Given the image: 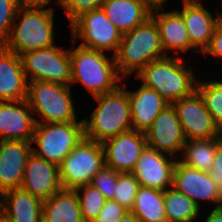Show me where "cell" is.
<instances>
[{
	"label": "cell",
	"instance_id": "8",
	"mask_svg": "<svg viewBox=\"0 0 222 222\" xmlns=\"http://www.w3.org/2000/svg\"><path fill=\"white\" fill-rule=\"evenodd\" d=\"M104 165L102 144L84 137L58 165L63 189L74 190L91 184L92 178Z\"/></svg>",
	"mask_w": 222,
	"mask_h": 222
},
{
	"label": "cell",
	"instance_id": "33",
	"mask_svg": "<svg viewBox=\"0 0 222 222\" xmlns=\"http://www.w3.org/2000/svg\"><path fill=\"white\" fill-rule=\"evenodd\" d=\"M22 0H0V43L9 36Z\"/></svg>",
	"mask_w": 222,
	"mask_h": 222
},
{
	"label": "cell",
	"instance_id": "11",
	"mask_svg": "<svg viewBox=\"0 0 222 222\" xmlns=\"http://www.w3.org/2000/svg\"><path fill=\"white\" fill-rule=\"evenodd\" d=\"M172 105L177 112L186 141L222 136V131L214 123L196 90L190 96L174 101Z\"/></svg>",
	"mask_w": 222,
	"mask_h": 222
},
{
	"label": "cell",
	"instance_id": "14",
	"mask_svg": "<svg viewBox=\"0 0 222 222\" xmlns=\"http://www.w3.org/2000/svg\"><path fill=\"white\" fill-rule=\"evenodd\" d=\"M172 187L189 197L199 208L201 201L216 203L215 208L221 205L222 195L208 172L187 166L178 159L174 166Z\"/></svg>",
	"mask_w": 222,
	"mask_h": 222
},
{
	"label": "cell",
	"instance_id": "35",
	"mask_svg": "<svg viewBox=\"0 0 222 222\" xmlns=\"http://www.w3.org/2000/svg\"><path fill=\"white\" fill-rule=\"evenodd\" d=\"M128 212L122 205L112 199L106 200L105 205L93 222H118Z\"/></svg>",
	"mask_w": 222,
	"mask_h": 222
},
{
	"label": "cell",
	"instance_id": "28",
	"mask_svg": "<svg viewBox=\"0 0 222 222\" xmlns=\"http://www.w3.org/2000/svg\"><path fill=\"white\" fill-rule=\"evenodd\" d=\"M164 203L167 222H194L201 211L189 197L173 187L164 191Z\"/></svg>",
	"mask_w": 222,
	"mask_h": 222
},
{
	"label": "cell",
	"instance_id": "7",
	"mask_svg": "<svg viewBox=\"0 0 222 222\" xmlns=\"http://www.w3.org/2000/svg\"><path fill=\"white\" fill-rule=\"evenodd\" d=\"M85 137L83 119L71 122L36 123L32 153L59 165Z\"/></svg>",
	"mask_w": 222,
	"mask_h": 222
},
{
	"label": "cell",
	"instance_id": "36",
	"mask_svg": "<svg viewBox=\"0 0 222 222\" xmlns=\"http://www.w3.org/2000/svg\"><path fill=\"white\" fill-rule=\"evenodd\" d=\"M222 195V136L217 138V149L212 169L208 172Z\"/></svg>",
	"mask_w": 222,
	"mask_h": 222
},
{
	"label": "cell",
	"instance_id": "16",
	"mask_svg": "<svg viewBox=\"0 0 222 222\" xmlns=\"http://www.w3.org/2000/svg\"><path fill=\"white\" fill-rule=\"evenodd\" d=\"M170 157V158H169ZM146 147L133 170L140 186L165 191L173 186L177 158Z\"/></svg>",
	"mask_w": 222,
	"mask_h": 222
},
{
	"label": "cell",
	"instance_id": "5",
	"mask_svg": "<svg viewBox=\"0 0 222 222\" xmlns=\"http://www.w3.org/2000/svg\"><path fill=\"white\" fill-rule=\"evenodd\" d=\"M167 56L164 52L158 26L152 17L122 34L118 50L114 55L118 74L137 75L147 64Z\"/></svg>",
	"mask_w": 222,
	"mask_h": 222
},
{
	"label": "cell",
	"instance_id": "31",
	"mask_svg": "<svg viewBox=\"0 0 222 222\" xmlns=\"http://www.w3.org/2000/svg\"><path fill=\"white\" fill-rule=\"evenodd\" d=\"M139 187L140 184L132 172L118 173V183L112 200L131 211Z\"/></svg>",
	"mask_w": 222,
	"mask_h": 222
},
{
	"label": "cell",
	"instance_id": "4",
	"mask_svg": "<svg viewBox=\"0 0 222 222\" xmlns=\"http://www.w3.org/2000/svg\"><path fill=\"white\" fill-rule=\"evenodd\" d=\"M183 57L167 55L147 64L136 76L144 86L154 89L169 104L190 96L196 90L198 77L184 64ZM185 65V66H184Z\"/></svg>",
	"mask_w": 222,
	"mask_h": 222
},
{
	"label": "cell",
	"instance_id": "2",
	"mask_svg": "<svg viewBox=\"0 0 222 222\" xmlns=\"http://www.w3.org/2000/svg\"><path fill=\"white\" fill-rule=\"evenodd\" d=\"M121 86L111 92L94 96L97 106L92 110L90 119L83 118L85 138L102 143L132 130L128 90Z\"/></svg>",
	"mask_w": 222,
	"mask_h": 222
},
{
	"label": "cell",
	"instance_id": "1",
	"mask_svg": "<svg viewBox=\"0 0 222 222\" xmlns=\"http://www.w3.org/2000/svg\"><path fill=\"white\" fill-rule=\"evenodd\" d=\"M47 6L22 3L17 10L11 32L1 45L19 56L28 51L53 46L56 35L55 9ZM18 19L20 22H17Z\"/></svg>",
	"mask_w": 222,
	"mask_h": 222
},
{
	"label": "cell",
	"instance_id": "9",
	"mask_svg": "<svg viewBox=\"0 0 222 222\" xmlns=\"http://www.w3.org/2000/svg\"><path fill=\"white\" fill-rule=\"evenodd\" d=\"M28 82L45 81L71 86L69 50L57 45L32 50L20 55Z\"/></svg>",
	"mask_w": 222,
	"mask_h": 222
},
{
	"label": "cell",
	"instance_id": "6",
	"mask_svg": "<svg viewBox=\"0 0 222 222\" xmlns=\"http://www.w3.org/2000/svg\"><path fill=\"white\" fill-rule=\"evenodd\" d=\"M70 85L53 82H28L27 102L34 113L39 115L36 123L77 121L76 109Z\"/></svg>",
	"mask_w": 222,
	"mask_h": 222
},
{
	"label": "cell",
	"instance_id": "23",
	"mask_svg": "<svg viewBox=\"0 0 222 222\" xmlns=\"http://www.w3.org/2000/svg\"><path fill=\"white\" fill-rule=\"evenodd\" d=\"M100 8L125 34L151 17L153 5L148 0H105Z\"/></svg>",
	"mask_w": 222,
	"mask_h": 222
},
{
	"label": "cell",
	"instance_id": "27",
	"mask_svg": "<svg viewBox=\"0 0 222 222\" xmlns=\"http://www.w3.org/2000/svg\"><path fill=\"white\" fill-rule=\"evenodd\" d=\"M217 149V138L188 140L183 146L179 161L200 171L212 169Z\"/></svg>",
	"mask_w": 222,
	"mask_h": 222
},
{
	"label": "cell",
	"instance_id": "19",
	"mask_svg": "<svg viewBox=\"0 0 222 222\" xmlns=\"http://www.w3.org/2000/svg\"><path fill=\"white\" fill-rule=\"evenodd\" d=\"M27 100L0 102L1 140L31 141L36 121Z\"/></svg>",
	"mask_w": 222,
	"mask_h": 222
},
{
	"label": "cell",
	"instance_id": "30",
	"mask_svg": "<svg viewBox=\"0 0 222 222\" xmlns=\"http://www.w3.org/2000/svg\"><path fill=\"white\" fill-rule=\"evenodd\" d=\"M74 190L79 199L84 222H93L102 210L107 199L98 189L90 184L79 186Z\"/></svg>",
	"mask_w": 222,
	"mask_h": 222
},
{
	"label": "cell",
	"instance_id": "15",
	"mask_svg": "<svg viewBox=\"0 0 222 222\" xmlns=\"http://www.w3.org/2000/svg\"><path fill=\"white\" fill-rule=\"evenodd\" d=\"M183 8L176 11L182 16L186 26L191 50L196 54H203L209 47L215 27L222 18V13L217 11L214 15L204 7L201 0H182Z\"/></svg>",
	"mask_w": 222,
	"mask_h": 222
},
{
	"label": "cell",
	"instance_id": "3",
	"mask_svg": "<svg viewBox=\"0 0 222 222\" xmlns=\"http://www.w3.org/2000/svg\"><path fill=\"white\" fill-rule=\"evenodd\" d=\"M69 49L71 58V85L80 82L94 96L115 90L122 81L118 74L114 56L105 52L75 46ZM75 46V47H74Z\"/></svg>",
	"mask_w": 222,
	"mask_h": 222
},
{
	"label": "cell",
	"instance_id": "40",
	"mask_svg": "<svg viewBox=\"0 0 222 222\" xmlns=\"http://www.w3.org/2000/svg\"><path fill=\"white\" fill-rule=\"evenodd\" d=\"M118 222H140L139 219L128 211Z\"/></svg>",
	"mask_w": 222,
	"mask_h": 222
},
{
	"label": "cell",
	"instance_id": "32",
	"mask_svg": "<svg viewBox=\"0 0 222 222\" xmlns=\"http://www.w3.org/2000/svg\"><path fill=\"white\" fill-rule=\"evenodd\" d=\"M118 183V172L107 166L103 168L92 178L91 184L98 189L103 196L109 200L113 199V193Z\"/></svg>",
	"mask_w": 222,
	"mask_h": 222
},
{
	"label": "cell",
	"instance_id": "26",
	"mask_svg": "<svg viewBox=\"0 0 222 222\" xmlns=\"http://www.w3.org/2000/svg\"><path fill=\"white\" fill-rule=\"evenodd\" d=\"M130 212L140 222H167L164 191L140 186Z\"/></svg>",
	"mask_w": 222,
	"mask_h": 222
},
{
	"label": "cell",
	"instance_id": "12",
	"mask_svg": "<svg viewBox=\"0 0 222 222\" xmlns=\"http://www.w3.org/2000/svg\"><path fill=\"white\" fill-rule=\"evenodd\" d=\"M105 166L118 173L133 172L142 152L147 147L144 132L129 130L102 143Z\"/></svg>",
	"mask_w": 222,
	"mask_h": 222
},
{
	"label": "cell",
	"instance_id": "41",
	"mask_svg": "<svg viewBox=\"0 0 222 222\" xmlns=\"http://www.w3.org/2000/svg\"><path fill=\"white\" fill-rule=\"evenodd\" d=\"M153 6H164L168 0H148Z\"/></svg>",
	"mask_w": 222,
	"mask_h": 222
},
{
	"label": "cell",
	"instance_id": "37",
	"mask_svg": "<svg viewBox=\"0 0 222 222\" xmlns=\"http://www.w3.org/2000/svg\"><path fill=\"white\" fill-rule=\"evenodd\" d=\"M209 54L218 58L220 57L219 59L222 58V18L215 27L209 47L202 55L207 57Z\"/></svg>",
	"mask_w": 222,
	"mask_h": 222
},
{
	"label": "cell",
	"instance_id": "13",
	"mask_svg": "<svg viewBox=\"0 0 222 222\" xmlns=\"http://www.w3.org/2000/svg\"><path fill=\"white\" fill-rule=\"evenodd\" d=\"M147 147L159 152L179 157L186 143L177 112L168 104L155 118L151 127L145 132ZM180 151V152H179Z\"/></svg>",
	"mask_w": 222,
	"mask_h": 222
},
{
	"label": "cell",
	"instance_id": "18",
	"mask_svg": "<svg viewBox=\"0 0 222 222\" xmlns=\"http://www.w3.org/2000/svg\"><path fill=\"white\" fill-rule=\"evenodd\" d=\"M31 141L0 140V195L21 187Z\"/></svg>",
	"mask_w": 222,
	"mask_h": 222
},
{
	"label": "cell",
	"instance_id": "29",
	"mask_svg": "<svg viewBox=\"0 0 222 222\" xmlns=\"http://www.w3.org/2000/svg\"><path fill=\"white\" fill-rule=\"evenodd\" d=\"M201 81L198 79L196 91L202 97L214 123L222 131V81Z\"/></svg>",
	"mask_w": 222,
	"mask_h": 222
},
{
	"label": "cell",
	"instance_id": "42",
	"mask_svg": "<svg viewBox=\"0 0 222 222\" xmlns=\"http://www.w3.org/2000/svg\"><path fill=\"white\" fill-rule=\"evenodd\" d=\"M0 222H9V220L0 212Z\"/></svg>",
	"mask_w": 222,
	"mask_h": 222
},
{
	"label": "cell",
	"instance_id": "24",
	"mask_svg": "<svg viewBox=\"0 0 222 222\" xmlns=\"http://www.w3.org/2000/svg\"><path fill=\"white\" fill-rule=\"evenodd\" d=\"M42 208L43 200L21 188L0 195V212L9 222H42Z\"/></svg>",
	"mask_w": 222,
	"mask_h": 222
},
{
	"label": "cell",
	"instance_id": "22",
	"mask_svg": "<svg viewBox=\"0 0 222 222\" xmlns=\"http://www.w3.org/2000/svg\"><path fill=\"white\" fill-rule=\"evenodd\" d=\"M132 129L146 132L158 114L169 104L158 92L143 84L135 91L128 90Z\"/></svg>",
	"mask_w": 222,
	"mask_h": 222
},
{
	"label": "cell",
	"instance_id": "10",
	"mask_svg": "<svg viewBox=\"0 0 222 222\" xmlns=\"http://www.w3.org/2000/svg\"><path fill=\"white\" fill-rule=\"evenodd\" d=\"M69 26L73 41L81 39L80 46L116 54L122 33L101 8L82 13Z\"/></svg>",
	"mask_w": 222,
	"mask_h": 222
},
{
	"label": "cell",
	"instance_id": "21",
	"mask_svg": "<svg viewBox=\"0 0 222 222\" xmlns=\"http://www.w3.org/2000/svg\"><path fill=\"white\" fill-rule=\"evenodd\" d=\"M27 89L21 57L0 45V102L25 100Z\"/></svg>",
	"mask_w": 222,
	"mask_h": 222
},
{
	"label": "cell",
	"instance_id": "25",
	"mask_svg": "<svg viewBox=\"0 0 222 222\" xmlns=\"http://www.w3.org/2000/svg\"><path fill=\"white\" fill-rule=\"evenodd\" d=\"M42 222H84L76 191L62 189L44 200Z\"/></svg>",
	"mask_w": 222,
	"mask_h": 222
},
{
	"label": "cell",
	"instance_id": "39",
	"mask_svg": "<svg viewBox=\"0 0 222 222\" xmlns=\"http://www.w3.org/2000/svg\"><path fill=\"white\" fill-rule=\"evenodd\" d=\"M52 0H22L26 4L49 5ZM63 0H56L57 5H61Z\"/></svg>",
	"mask_w": 222,
	"mask_h": 222
},
{
	"label": "cell",
	"instance_id": "38",
	"mask_svg": "<svg viewBox=\"0 0 222 222\" xmlns=\"http://www.w3.org/2000/svg\"><path fill=\"white\" fill-rule=\"evenodd\" d=\"M204 222H222V208L213 206V209L204 218Z\"/></svg>",
	"mask_w": 222,
	"mask_h": 222
},
{
	"label": "cell",
	"instance_id": "20",
	"mask_svg": "<svg viewBox=\"0 0 222 222\" xmlns=\"http://www.w3.org/2000/svg\"><path fill=\"white\" fill-rule=\"evenodd\" d=\"M163 8L153 6L151 17L158 26L164 52L166 55L171 51L186 54L191 50V43L182 16L176 10L165 12Z\"/></svg>",
	"mask_w": 222,
	"mask_h": 222
},
{
	"label": "cell",
	"instance_id": "17",
	"mask_svg": "<svg viewBox=\"0 0 222 222\" xmlns=\"http://www.w3.org/2000/svg\"><path fill=\"white\" fill-rule=\"evenodd\" d=\"M20 188L43 201L50 199L63 189L58 165L32 153L28 157Z\"/></svg>",
	"mask_w": 222,
	"mask_h": 222
},
{
	"label": "cell",
	"instance_id": "34",
	"mask_svg": "<svg viewBox=\"0 0 222 222\" xmlns=\"http://www.w3.org/2000/svg\"><path fill=\"white\" fill-rule=\"evenodd\" d=\"M105 0H63L62 7L71 24L82 13L100 8Z\"/></svg>",
	"mask_w": 222,
	"mask_h": 222
}]
</instances>
